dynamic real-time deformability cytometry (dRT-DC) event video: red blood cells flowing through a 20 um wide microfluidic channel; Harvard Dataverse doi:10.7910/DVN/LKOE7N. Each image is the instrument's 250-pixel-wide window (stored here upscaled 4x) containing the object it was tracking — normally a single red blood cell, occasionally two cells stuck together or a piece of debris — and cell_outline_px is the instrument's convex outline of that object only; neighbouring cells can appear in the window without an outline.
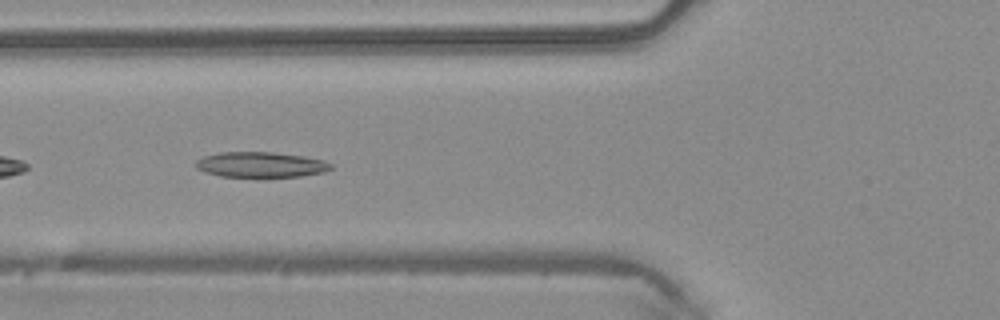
{"species": "common noctule bat (a hibernating species)", "species_latin": "Nyctalus noctula", "temperature_condition": "warm", "stored_images_in_passage": 5, "camera_frame_rate_fps": 3000, "um_per_image_px": 0.085, "animal": {"sex": "male", "body_mass_g": 20.4}, "frame": {"image": 1, "passage_image": 4, "time_ms": 1.0, "image_size_px": [1000, 320], "cell_outline_px": [[332, 168], [324, 172], [300, 176], [220, 176], [204, 172], [196, 168], [196, 160], [204, 156], [220, 152], [272, 152], [304, 156], [324, 160], [332, 164]], "centroid_in_image_um": [22.16, 13.98], "position_along_channel_um": 103.6, "area_um2": 19.83}}
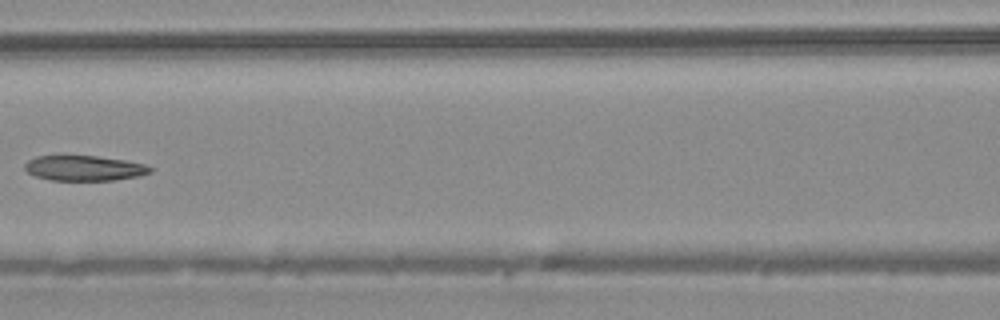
{"frame": {"image": 2, "passage_image": 5, "time_ms": 1.333, "image_size_px": [1000, 320], "cell_outline_px": [[152, 172], [140, 176], [116, 180], [52, 180], [36, 176], [28, 172], [24, 168], [24, 164], [28, 160], [36, 156], [96, 156], [124, 160], [144, 164], [152, 168]], "centroid_in_image_um": [7.17, 14.29], "position_along_channel_um": 159.4, "area_um2": 18.32}}